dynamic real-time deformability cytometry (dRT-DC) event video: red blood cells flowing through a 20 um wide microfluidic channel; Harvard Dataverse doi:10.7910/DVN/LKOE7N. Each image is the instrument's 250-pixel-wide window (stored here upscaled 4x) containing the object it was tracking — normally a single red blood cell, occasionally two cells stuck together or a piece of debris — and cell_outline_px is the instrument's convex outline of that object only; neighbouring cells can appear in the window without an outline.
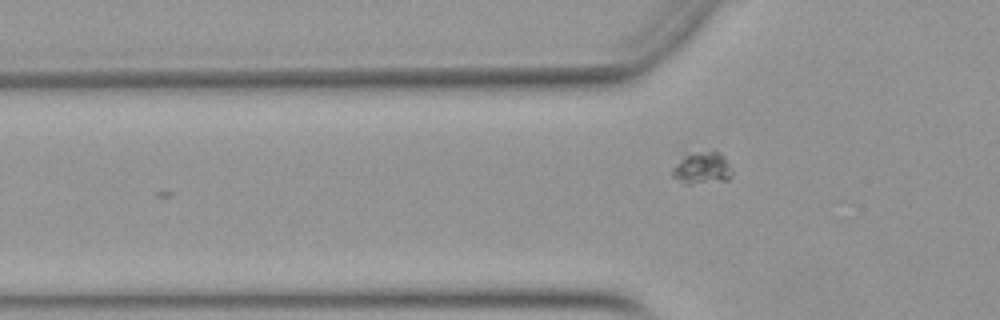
{"species": "Egyptian fruit bat (a non-hibernating species)", "species_latin": "Rousettus aegyptiacus", "temperature_condition": "warm", "stored_images_in_passage": 5, "camera_frame_rate_fps": 3000, "um_per_image_px": 0.085, "animal": {"sex": "female"}, "frame": {"image": 1, "passage_image": 5, "time_ms": 1.333, "image_size_px": [1000, 320], "cell_outline_px": [[732, 176], [728, 180], [692, 184], [684, 184], [672, 176], [672, 168], [684, 152], [712, 148], [720, 152], [732, 168]], "centroid_in_image_um": [59.66, 14.22], "position_along_channel_um": 66.1, "area_um2": 11.96}}